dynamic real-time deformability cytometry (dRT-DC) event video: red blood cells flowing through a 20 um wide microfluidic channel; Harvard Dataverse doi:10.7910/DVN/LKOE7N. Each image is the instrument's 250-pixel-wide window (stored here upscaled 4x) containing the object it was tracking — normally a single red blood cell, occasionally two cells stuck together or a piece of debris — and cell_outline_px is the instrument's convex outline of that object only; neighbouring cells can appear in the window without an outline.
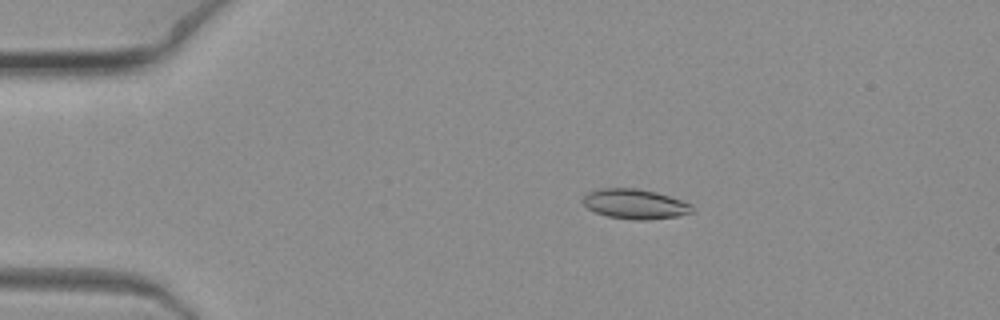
{"species": "common noctule bat (a hibernating species)", "species_latin": "Nyctalus noctula", "temperature_condition": "warm", "stored_images_in_passage": 9, "camera_frame_rate_fps": 3000, "um_per_image_px": 0.085, "animal": {"sex": "female", "body_mass_g": 19.3, "forearm_length_mm": 54.1}, "frame": {"image": 1, "passage_image": 5, "time_ms": 1.333, "image_size_px": [1000, 320], "cell_outline_px": [[696, 212], [676, 216], [648, 220], [632, 220], [608, 216], [596, 212], [588, 208], [584, 204], [584, 196], [588, 192], [600, 188], [636, 188], [656, 192], [692, 204], [696, 208]], "centroid_in_image_um": [54.02, 17.34], "position_along_channel_um": 31.0, "area_um2": 19.02}}
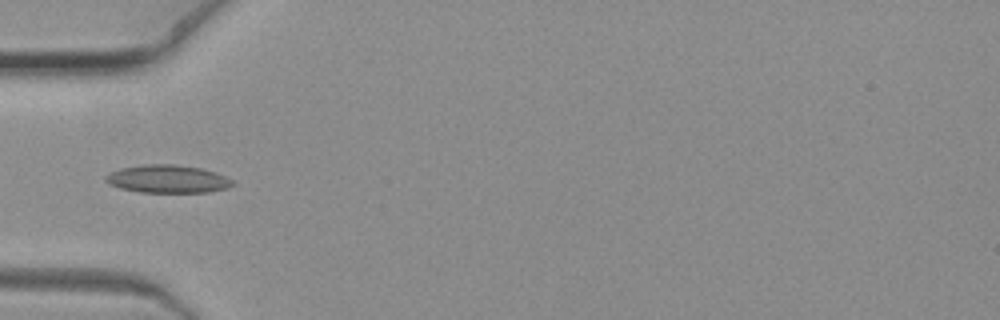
{"frame": {"image": 2, "passage_image": 8, "time_ms": 2.333, "image_size_px": [1000, 320], "cell_outline_px": [[236, 184], [228, 188], [208, 192], [140, 192], [120, 188], [108, 184], [104, 180], [112, 172], [120, 168], [144, 164], [172, 164], [200, 168], [216, 172], [232, 180]], "centroid_in_image_um": [14.27, 15.21], "position_along_channel_um": 70.7, "area_um2": 20.58}}